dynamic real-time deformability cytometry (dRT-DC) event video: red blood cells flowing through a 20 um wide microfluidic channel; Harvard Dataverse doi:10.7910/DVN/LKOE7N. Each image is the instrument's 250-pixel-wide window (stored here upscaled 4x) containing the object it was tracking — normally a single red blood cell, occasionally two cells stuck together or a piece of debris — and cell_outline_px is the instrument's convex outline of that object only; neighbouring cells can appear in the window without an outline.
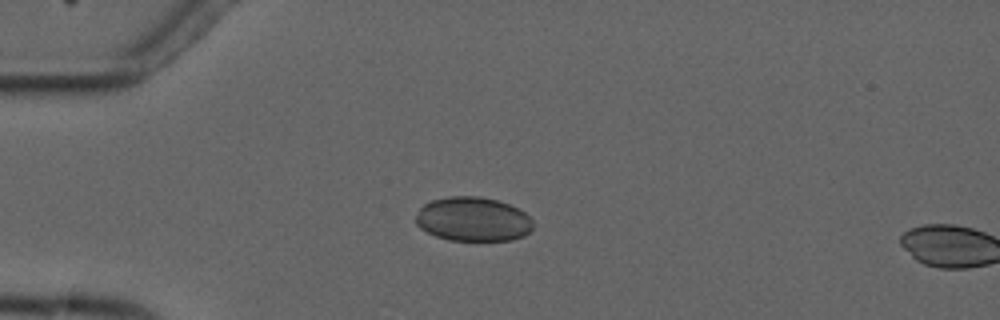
{"species": "common noctule bat (a hibernating species)", "species_latin": "Nyctalus noctula", "temperature_condition": "cold", "stored_images_in_passage": 3, "camera_frame_rate_fps": 3000, "um_per_image_px": 0.085, "animal": {"sex": "male", "forearm_length_mm": 52.5}, "frame": {"image": 1, "passage_image": 2, "time_ms": 1.333, "image_size_px": [1000, 320], "cell_outline_px": [[532, 228], [524, 236], [512, 240], [448, 240], [436, 236], [420, 228], [416, 224], [416, 216], [420, 208], [424, 204], [432, 200], [448, 196], [480, 196], [496, 200], [508, 204], [524, 212], [532, 220]], "centroid_in_image_um": [40.19, 18.63], "position_along_channel_um": 44.8, "area_um2": 30.11}}